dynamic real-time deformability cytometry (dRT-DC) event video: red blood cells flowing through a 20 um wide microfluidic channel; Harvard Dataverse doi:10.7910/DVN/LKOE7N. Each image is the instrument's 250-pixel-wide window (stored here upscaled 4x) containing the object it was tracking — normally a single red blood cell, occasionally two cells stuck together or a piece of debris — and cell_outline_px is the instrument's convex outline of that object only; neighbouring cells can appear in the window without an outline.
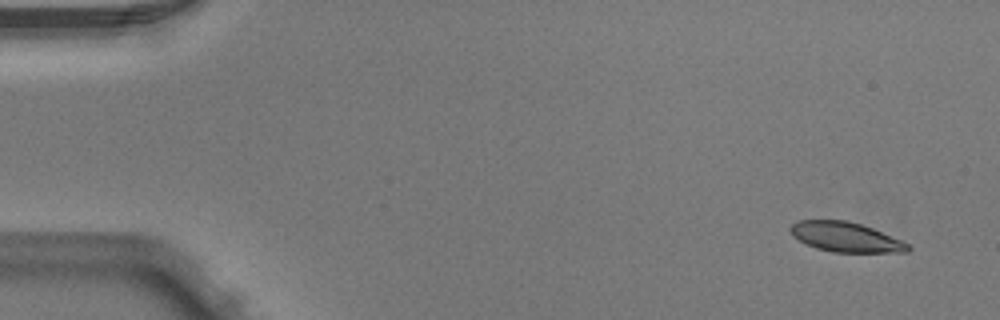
{"species": "Egyptian fruit bat (a non-hibernating species)", "species_latin": "Rousettus aegyptiacus", "temperature_condition": "warm", "stored_images_in_passage": 4, "camera_frame_rate_fps": 3000, "um_per_image_px": 0.085, "animal": {"sex": "male"}, "frame": {"image": 1, "passage_image": 1, "time_ms": 0.0, "image_size_px": [1000, 320], "cell_outline_px": [[912, 248], [908, 252], [832, 252], [816, 248], [792, 236], [788, 228], [792, 224], [800, 220], [848, 220], [872, 228], [900, 240], [908, 244]], "centroid_in_image_um": [71.86, 20.15], "position_along_channel_um": 13.1, "area_um2": 20.23}}
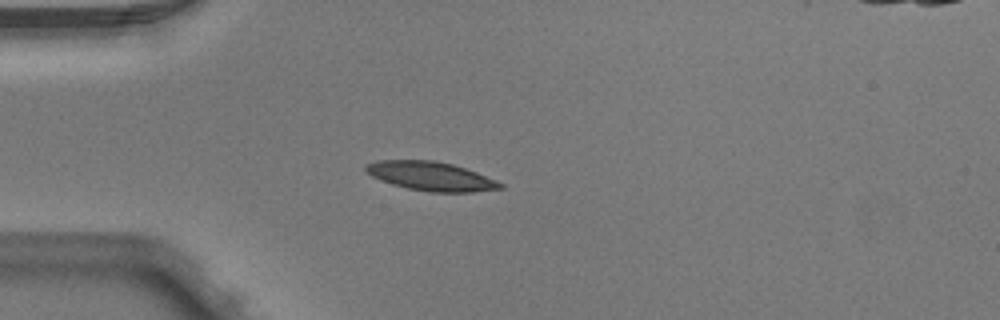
{"frame": {"image": 2, "passage_image": 4, "time_ms": 1.0, "image_size_px": [1000, 320], "cell_outline_px": [[504, 188], [472, 192], [432, 192], [408, 188], [392, 184], [372, 176], [364, 168], [368, 164], [376, 160], [432, 160], [452, 164], [476, 172], [496, 180], [504, 184]], "centroid_in_image_um": [36.65, 14.98], "position_along_channel_um": 48.3, "area_um2": 22.43}}